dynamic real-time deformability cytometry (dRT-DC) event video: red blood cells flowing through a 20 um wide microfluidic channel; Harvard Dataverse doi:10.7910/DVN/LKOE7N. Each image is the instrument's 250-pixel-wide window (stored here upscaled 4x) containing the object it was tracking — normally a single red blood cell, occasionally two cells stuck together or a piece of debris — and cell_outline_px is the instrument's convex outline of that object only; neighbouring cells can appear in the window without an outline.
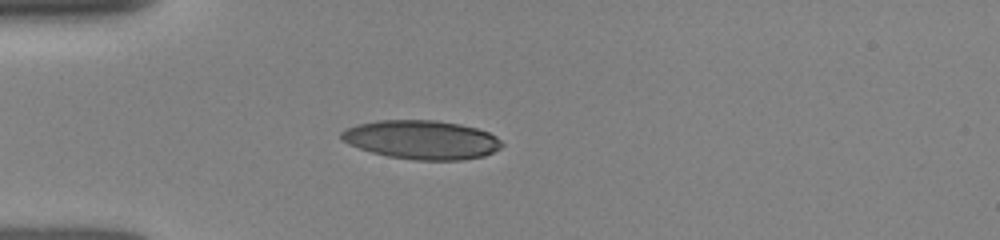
{"species": "human", "species_latin": "Homo sapiens", "temperature_condition": "room temperature", "stored_images_in_passage": 49, "camera_frame_rate_fps": 3000, "um_per_image_px": 0.085, "donor": {"sex": "female"}, "frame": {"image": 1, "passage_image": 1, "time_ms": 0.0, "image_size_px": [1000, 240], "cell_outline_px": [[504, 144], [500, 148], [484, 156], [460, 160], [416, 160], [388, 156], [372, 152], [348, 144], [340, 140], [340, 132], [348, 128], [360, 124], [376, 120], [436, 120], [460, 124], [476, 128], [488, 132], [496, 136]], "centroid_in_image_um": [35.84, 11.87], "position_along_channel_um": 49.2, "area_um2": 36.3}}
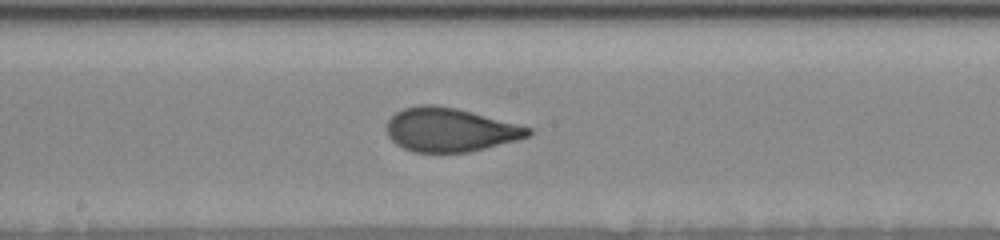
{"frame": {"image": 2, "passage_image": 18, "time_ms": 4.333, "image_size_px": [1000, 240], "cell_outline_px": [[532, 132], [528, 136], [516, 140], [468, 152], [412, 152], [396, 144], [388, 136], [388, 120], [396, 112], [404, 108], [420, 104], [436, 104], [456, 108], [472, 112], [532, 128]], "centroid_in_image_um": [38.23, 11.02], "position_along_channel_um": 210.0, "area_um2": 35.78}}
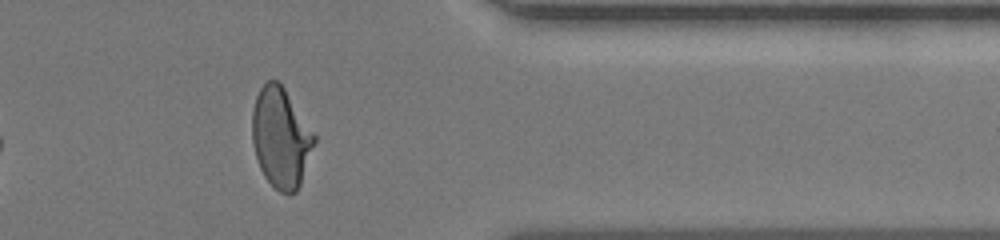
{"frame": {"image": 3, "passage_image": 40, "time_ms": 9.0, "image_size_px": [1000, 240], "cell_outline_px": [[316, 140], [300, 184], [296, 192], [280, 192], [264, 176], [260, 168], [252, 144], [252, 112], [256, 96], [260, 88], [268, 80], [276, 80], [284, 88], [316, 136]], "centroid_in_image_um": [23.86, 11.69], "position_along_channel_um": 387.5, "area_um2": 35.72}}